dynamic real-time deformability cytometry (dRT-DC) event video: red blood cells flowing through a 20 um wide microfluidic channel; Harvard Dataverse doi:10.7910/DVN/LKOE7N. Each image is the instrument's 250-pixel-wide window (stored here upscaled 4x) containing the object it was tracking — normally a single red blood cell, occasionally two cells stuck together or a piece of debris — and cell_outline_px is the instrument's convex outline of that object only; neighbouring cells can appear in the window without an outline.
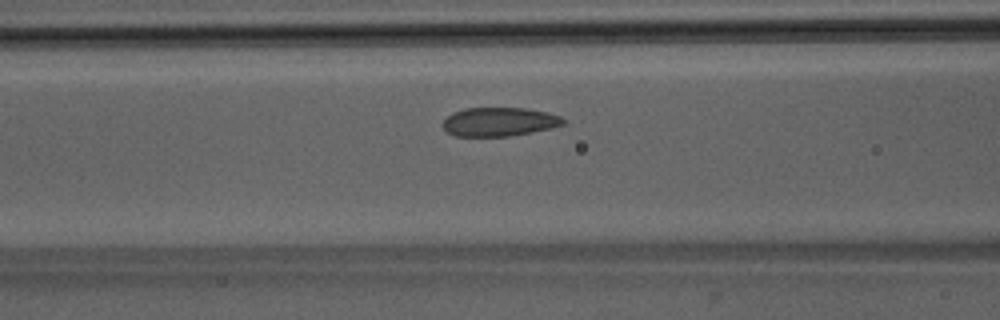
{"species": "Egyptian fruit bat (a non-hibernating species)", "species_latin": "Rousettus aegyptiacus", "temperature_condition": "room temperature", "stored_images_in_passage": 43, "camera_frame_rate_fps": 3000, "um_per_image_px": 0.085, "animal": {"sex": "male"}, "frame": {"image": 1, "passage_image": 13, "time_ms": 4.0, "image_size_px": [1000, 320], "cell_outline_px": [[568, 120], [564, 124], [552, 128], [532, 132], [508, 136], [456, 136], [448, 132], [440, 124], [452, 112], [464, 108], [524, 108], [544, 112], [560, 116]], "centroid_in_image_um": [42.43, 10.35], "position_along_channel_um": 124.2, "area_um2": 20.23}}
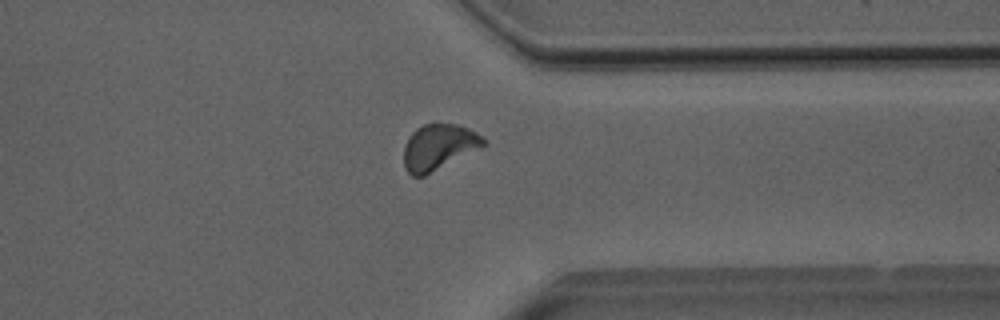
{"frame": {"image": 2, "passage_image": 32, "time_ms": 10.333, "image_size_px": [1000, 320], "cell_outline_px": [[488, 144], [424, 176], [412, 176], [404, 168], [404, 144], [408, 136], [416, 128], [424, 124], [436, 120], [460, 124], [484, 136]], "centroid_in_image_um": [37.29, 12.44], "position_along_channel_um": 374.1, "area_um2": 21.91}}
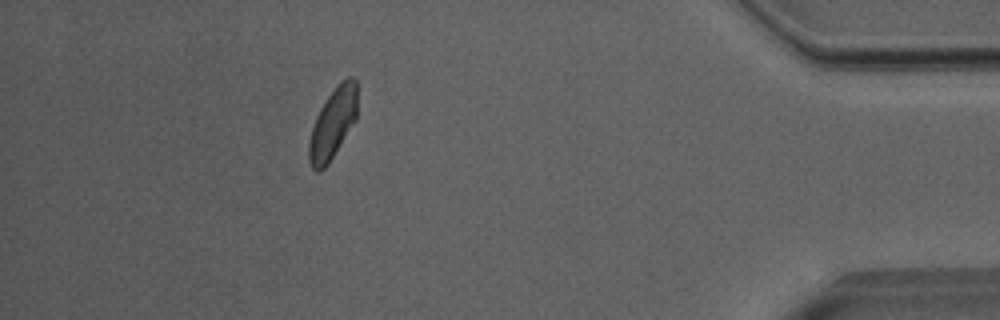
{"frame": {"image": 3, "passage_image": 38, "time_ms": 12.333, "image_size_px": [1000, 320], "cell_outline_px": [[356, 120], [328, 164], [320, 172], [316, 172], [312, 168], [308, 160], [308, 144], [312, 128], [316, 116], [324, 100], [336, 84], [340, 80], [348, 76], [352, 76], [356, 80]], "centroid_in_image_um": [28.27, 10.48], "position_along_channel_um": 406.9, "area_um2": 20.06}, "authors_computed_cell_mechanics": {"area_um2": 20.4612, "velocity_mm_per_s": 3.9839, "shape_relaxation_time_tau1_ms": 3.7865, "shape_relaxation_time_tau2_ms": 3.2259, "deformation_change_tau1": 0.0842, "deformation_change_tau2": 0.0631}}